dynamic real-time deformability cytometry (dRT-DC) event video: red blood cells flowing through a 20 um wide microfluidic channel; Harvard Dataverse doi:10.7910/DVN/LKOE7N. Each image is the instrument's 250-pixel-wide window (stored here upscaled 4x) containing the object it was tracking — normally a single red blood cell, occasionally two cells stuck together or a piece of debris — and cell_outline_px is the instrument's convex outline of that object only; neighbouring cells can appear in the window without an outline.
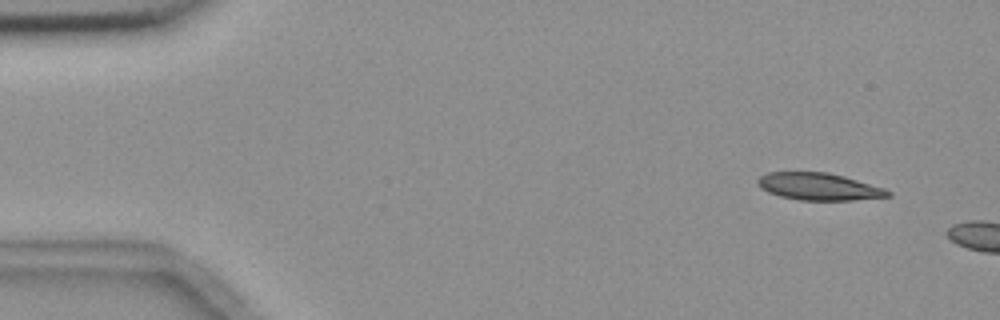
{"species": "common noctule bat (a hibernating species)", "species_latin": "Nyctalus noctula", "temperature_condition": "room temperature", "stored_images_in_passage": 4, "camera_frame_rate_fps": 3000, "um_per_image_px": 0.085, "animal": {"sex": "female", "body_mass_g": 18.4}, "frame": {"image": 1, "passage_image": 2, "time_ms": 1.0, "image_size_px": [1000, 320], "cell_outline_px": [[892, 196], [852, 200], [800, 200], [780, 196], [768, 192], [760, 188], [756, 184], [756, 180], [760, 176], [768, 172], [828, 172], [844, 176], [884, 188], [892, 192]], "centroid_in_image_um": [69.58, 15.86], "position_along_channel_um": 15.4, "area_um2": 20.69}}